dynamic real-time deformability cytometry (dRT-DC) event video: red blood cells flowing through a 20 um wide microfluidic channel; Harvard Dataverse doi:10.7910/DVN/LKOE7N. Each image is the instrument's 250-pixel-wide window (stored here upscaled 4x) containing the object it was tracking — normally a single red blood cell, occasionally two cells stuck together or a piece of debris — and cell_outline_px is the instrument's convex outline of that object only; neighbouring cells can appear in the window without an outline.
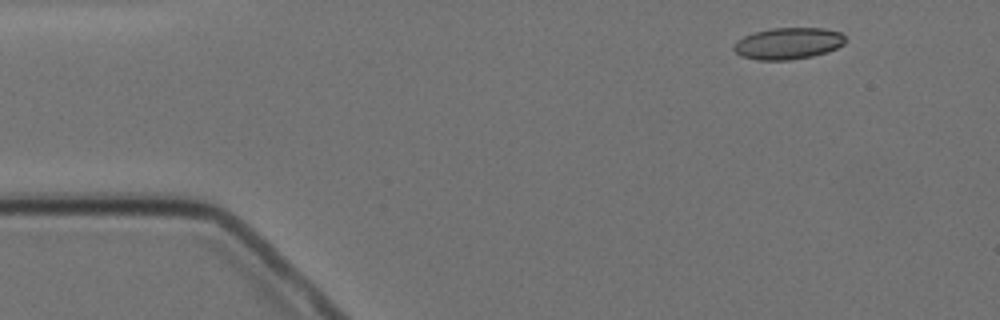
{"species": "Egyptian fruit bat (a non-hibernating species)", "species_latin": "Rousettus aegyptiacus", "temperature_condition": "cold", "stored_images_in_passage": 10, "camera_frame_rate_fps": 3000, "um_per_image_px": 0.085, "animal": {"sex": "female"}, "frame": {"image": 1, "passage_image": 1, "time_ms": 0.0, "image_size_px": [1000, 320], "cell_outline_px": [[848, 40], [844, 44], [828, 52], [812, 56], [788, 60], [756, 60], [740, 56], [732, 48], [736, 40], [744, 36], [756, 32], [772, 28], [824, 28], [840, 32]], "centroid_in_image_um": [67.0, 3.69], "position_along_channel_um": 18.0, "area_um2": 20.69}}
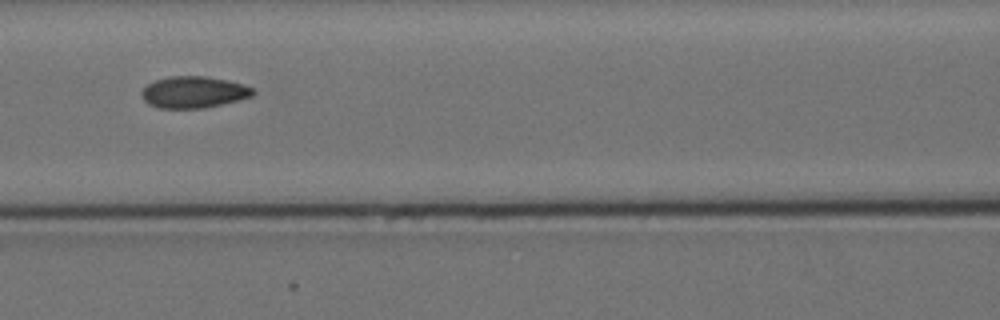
{"frame": {"image": 2, "passage_image": 6, "time_ms": 6.0, "image_size_px": [1000, 320], "cell_outline_px": [[256, 92], [252, 96], [240, 100], [204, 108], [160, 108], [148, 104], [140, 96], [140, 92], [148, 84], [156, 80], [168, 76], [204, 76], [228, 80], [244, 84], [252, 88]], "centroid_in_image_um": [16.47, 7.83], "position_along_channel_um": 150.1, "area_um2": 20.63}}
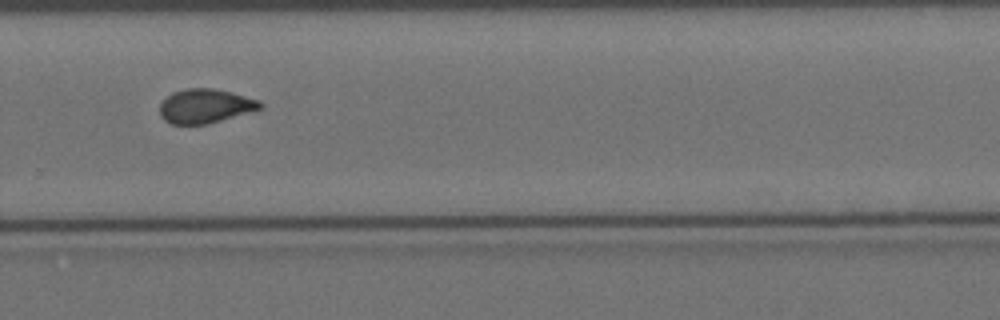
{"frame": {"image": 3, "passage_image": 10, "time_ms": 10.667, "image_size_px": [1000, 320], "cell_outline_px": [[264, 104], [260, 108], [208, 124], [172, 124], [164, 120], [160, 116], [160, 104], [172, 92], [184, 88], [212, 88], [232, 92], [260, 100]], "centroid_in_image_um": [17.42, 9.0], "position_along_channel_um": 312.4, "area_um2": 19.88}}